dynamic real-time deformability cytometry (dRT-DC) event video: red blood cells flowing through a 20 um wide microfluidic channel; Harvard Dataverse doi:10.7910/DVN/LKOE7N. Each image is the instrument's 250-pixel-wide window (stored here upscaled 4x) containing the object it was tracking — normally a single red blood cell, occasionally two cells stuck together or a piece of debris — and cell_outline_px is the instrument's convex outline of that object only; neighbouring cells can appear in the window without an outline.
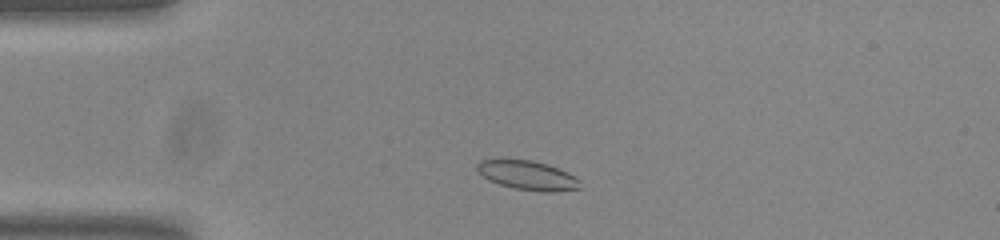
{"species": "common noctule bat (a hibernating species)", "species_latin": "Nyctalus noctula", "temperature_condition": "room temperature", "stored_images_in_passage": 47, "camera_frame_rate_fps": 3000, "um_per_image_px": 0.085, "animal": {"sex": "male", "body_mass_g": 20.0, "forearm_length_mm": 53.3}, "frame": {"image": 1, "passage_image": 5, "time_ms": 1.333, "image_size_px": [1000, 240], "cell_outline_px": [[580, 188], [552, 192], [544, 192], [516, 188], [500, 184], [488, 180], [476, 172], [476, 164], [480, 160], [532, 160], [548, 164], [576, 176], [580, 180]], "centroid_in_image_um": [44.84, 14.9], "position_along_channel_um": 40.2, "area_um2": 17.46}}
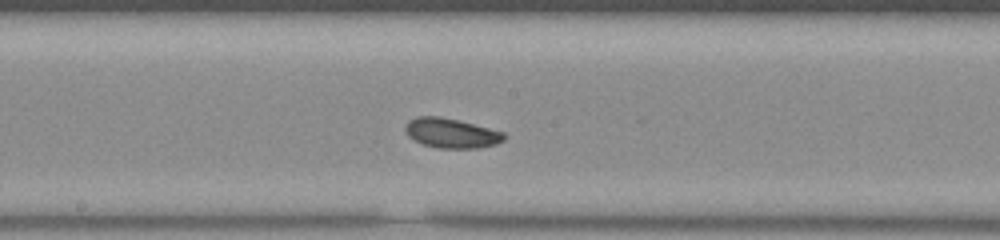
{"frame": {"image": 2, "passage_image": 21, "time_ms": 6.667, "image_size_px": [1000, 240], "cell_outline_px": [[508, 136], [504, 140], [496, 144], [480, 148], [436, 148], [424, 144], [408, 136], [404, 128], [408, 120], [420, 116], [436, 116], [456, 120], [504, 132]], "centroid_in_image_um": [38.38, 11.33], "position_along_channel_um": 209.8, "area_um2": 16.94}}
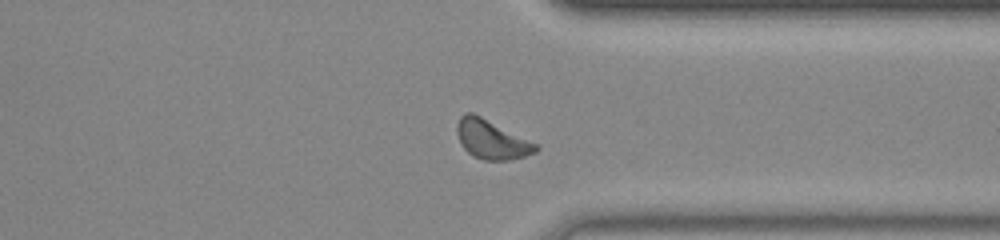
{"frame": {"image": 3, "passage_image": 34, "time_ms": 11.0, "image_size_px": [1000, 240], "cell_outline_px": [[540, 148], [536, 152], [524, 156], [508, 160], [484, 160], [472, 156], [464, 148], [456, 132], [456, 124], [460, 116], [464, 112], [472, 112], [540, 144]], "centroid_in_image_um": [41.81, 11.84], "position_along_channel_um": 369.6, "area_um2": 18.15}, "authors_computed_cell_mechanics": {"area_um2": 16.9932, "velocity_mm_per_s": 3.7243, "shape_relaxation_time_tau1_ms": 2.5083, "shape_relaxation_time_tau2_ms": null, "deformation_change_tau1": 0.0821, "deformation_change_tau2": null}}